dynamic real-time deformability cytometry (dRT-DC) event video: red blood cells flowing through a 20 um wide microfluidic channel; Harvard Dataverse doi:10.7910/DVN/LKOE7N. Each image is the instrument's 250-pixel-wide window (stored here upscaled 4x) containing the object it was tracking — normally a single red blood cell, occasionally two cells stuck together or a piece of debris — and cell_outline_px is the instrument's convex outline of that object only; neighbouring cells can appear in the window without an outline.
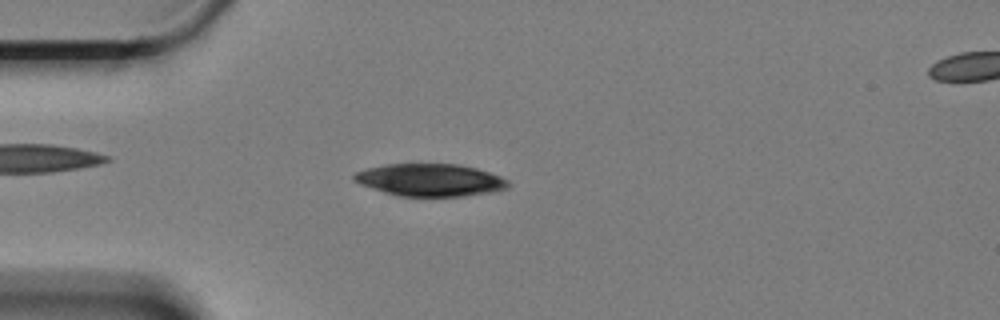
{"species": "Egyptian fruit bat (a non-hibernating species)", "species_latin": "Rousettus aegyptiacus", "temperature_condition": "cold", "stored_images_in_passage": 8, "camera_frame_rate_fps": 3000, "um_per_image_px": 0.085, "animal": {"sex": "female"}, "frame": {"image": 1, "passage_image": 2, "time_ms": 0.333, "image_size_px": [1000, 320], "cell_outline_px": [[512, 184], [508, 188], [488, 192], [460, 196], [400, 196], [360, 184], [352, 180], [352, 176], [356, 172], [368, 168], [384, 164], [456, 164], [476, 168], [500, 176], [508, 180]], "centroid_in_image_um": [36.56, 15.29], "position_along_channel_um": 48.4, "area_um2": 28.84}}